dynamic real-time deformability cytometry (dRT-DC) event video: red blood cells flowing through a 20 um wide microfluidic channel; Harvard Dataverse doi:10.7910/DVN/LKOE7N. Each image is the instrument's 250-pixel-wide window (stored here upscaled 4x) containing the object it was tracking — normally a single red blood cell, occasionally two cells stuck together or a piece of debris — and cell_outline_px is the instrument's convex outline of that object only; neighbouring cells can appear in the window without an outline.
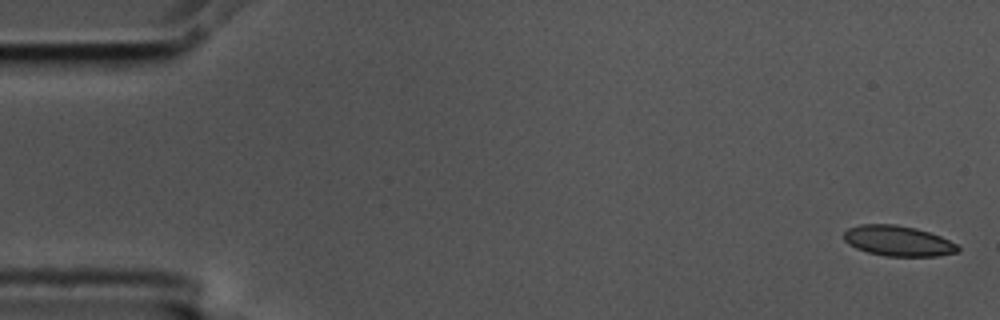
{"species": "common noctule bat (a hibernating species)", "species_latin": "Nyctalus noctula", "temperature_condition": "cold", "stored_images_in_passage": 4, "camera_frame_rate_fps": 3000, "um_per_image_px": 0.085, "animal": {"sex": "male", "body_mass_g": 17.5, "forearm_length_mm": 52.3}, "frame": {"image": 1, "passage_image": 1, "time_ms": 0.0, "image_size_px": [1000, 320], "cell_outline_px": [[960, 252], [936, 256], [884, 256], [868, 252], [856, 248], [848, 244], [844, 240], [844, 232], [848, 228], [860, 224], [896, 224], [916, 228], [940, 236], [956, 244], [960, 248]], "centroid_in_image_um": [76.32, 20.47], "position_along_channel_um": 8.7, "area_um2": 20.23}}
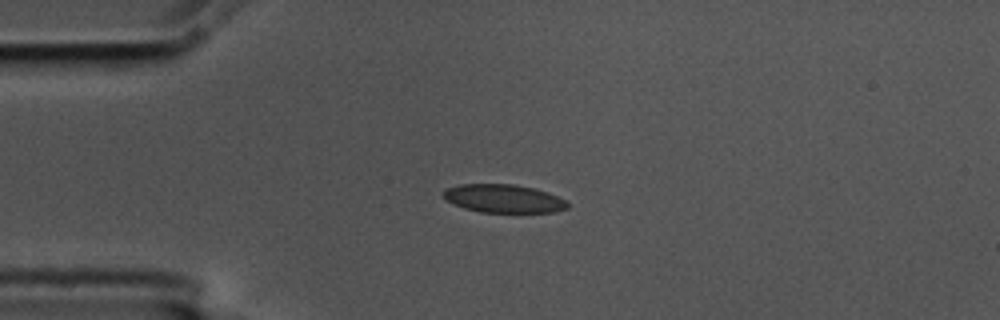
{"frame": {"image": 2, "passage_image": 4, "time_ms": 1.0, "image_size_px": [1000, 320], "cell_outline_px": [[568, 208], [556, 212], [480, 212], [464, 208], [444, 200], [440, 192], [444, 188], [460, 184], [512, 184], [532, 188], [548, 192], [568, 200]], "centroid_in_image_um": [42.77, 16.87], "position_along_channel_um": 42.2, "area_um2": 20.75}}